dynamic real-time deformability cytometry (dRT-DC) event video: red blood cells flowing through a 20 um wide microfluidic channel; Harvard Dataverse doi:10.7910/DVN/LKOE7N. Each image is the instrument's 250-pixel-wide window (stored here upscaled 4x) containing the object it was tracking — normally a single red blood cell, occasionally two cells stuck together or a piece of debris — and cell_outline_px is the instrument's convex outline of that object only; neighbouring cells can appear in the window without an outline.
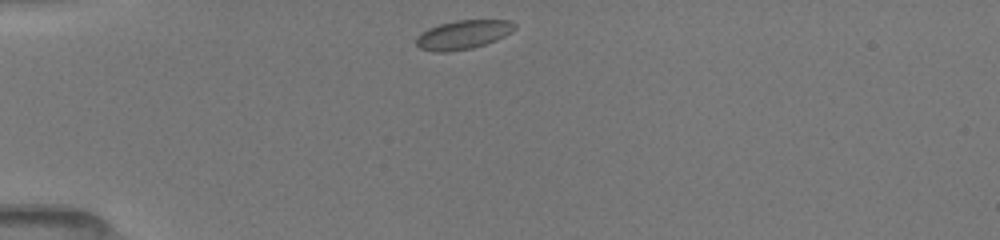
{"species": "common noctule bat (a hibernating species)", "species_latin": "Nyctalus noctula", "temperature_condition": "room temperature", "stored_images_in_passage": 38, "camera_frame_rate_fps": 3000, "um_per_image_px": 0.085, "animal": {"sex": "female", "body_mass_g": 19.5, "forearm_length_mm": 54.1}, "frame": {"image": 1, "passage_image": 1, "time_ms": 0.0, "image_size_px": [1000, 240], "cell_outline_px": [[516, 28], [512, 32], [496, 40], [472, 48], [448, 52], [436, 52], [420, 48], [416, 44], [416, 36], [420, 32], [428, 28], [440, 24], [456, 20], [508, 20], [516, 24]], "centroid_in_image_um": [39.35, 2.94], "position_along_channel_um": 45.7, "area_um2": 16.65}}
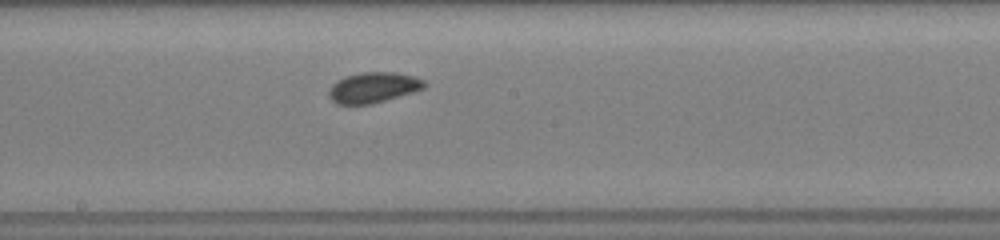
{"frame": {"image": 2, "passage_image": 16, "time_ms": 5.0, "image_size_px": [1000, 240], "cell_outline_px": [[428, 84], [424, 88], [412, 92], [372, 104], [336, 104], [328, 96], [328, 92], [332, 84], [336, 80], [360, 72], [396, 72], [412, 76], [424, 80]], "centroid_in_image_um": [31.72, 7.43], "position_along_channel_um": 216.5, "area_um2": 16.94}}
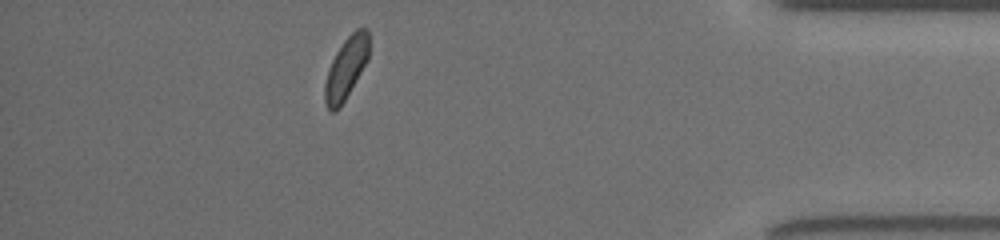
{"frame": {"image": 3, "passage_image": 33, "time_ms": 10.667, "image_size_px": [1000, 240], "cell_outline_px": [[368, 60], [340, 108], [332, 112], [328, 108], [324, 100], [324, 84], [328, 68], [336, 52], [344, 40], [356, 28], [368, 28]], "centroid_in_image_um": [29.4, 5.79], "position_along_channel_um": 405.8, "area_um2": 15.84}, "authors_computed_cell_mechanics": {"area_um2": 16.2996, "velocity_mm_per_s": 4.0203, "shape_relaxation_time_tau1_ms": 5.3595, "shape_relaxation_time_tau2_ms": null, "deformation_change_tau1": 0.058, "deformation_change_tau2": null}}